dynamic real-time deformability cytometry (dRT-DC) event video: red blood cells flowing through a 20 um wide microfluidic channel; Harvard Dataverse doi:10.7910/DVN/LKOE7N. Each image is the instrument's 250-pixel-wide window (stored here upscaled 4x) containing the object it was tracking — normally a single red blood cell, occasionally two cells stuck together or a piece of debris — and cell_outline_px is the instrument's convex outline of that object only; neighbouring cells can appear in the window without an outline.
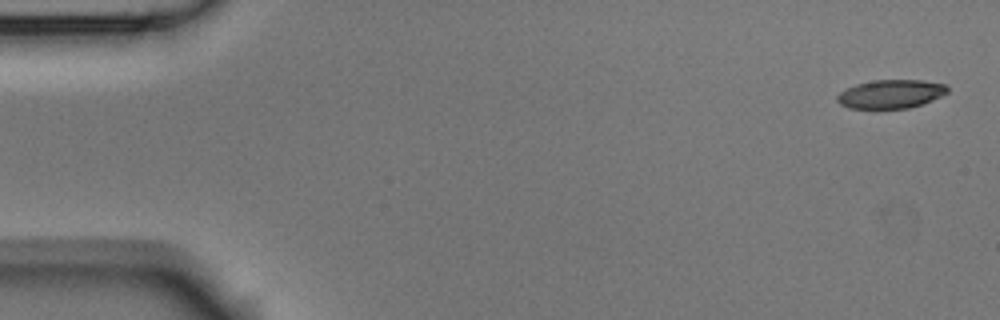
{"species": "Egyptian fruit bat (a non-hibernating species)", "species_latin": "Rousettus aegyptiacus", "temperature_condition": "room temperature", "stored_images_in_passage": 4, "camera_frame_rate_fps": 3000, "um_per_image_px": 0.085, "animal": {"sex": "male"}, "frame": {"image": 1, "passage_image": 1, "time_ms": 0.0, "image_size_px": [1000, 320], "cell_outline_px": [[948, 92], [932, 100], [908, 108], [848, 108], [840, 104], [836, 100], [836, 96], [840, 92], [856, 84], [876, 80], [920, 80], [944, 84], [948, 88]], "centroid_in_image_um": [75.69, 7.99], "position_along_channel_um": 9.3, "area_um2": 18.15}}
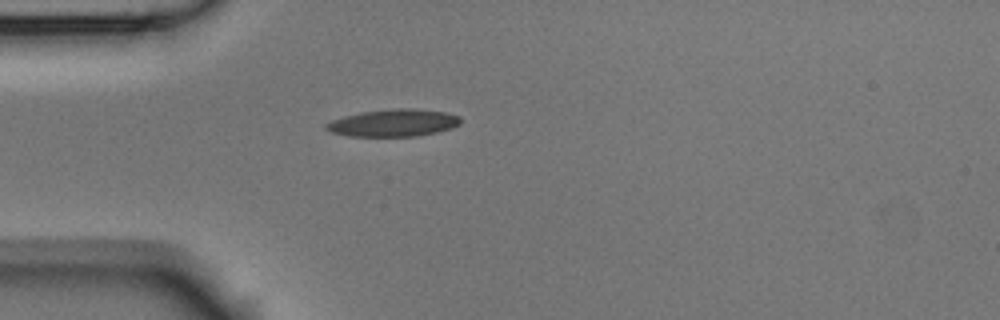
{"frame": {"image": 2, "passage_image": 4, "time_ms": 1.0, "image_size_px": [1000, 320], "cell_outline_px": [[460, 124], [452, 128], [436, 132], [416, 136], [348, 136], [332, 132], [324, 128], [324, 124], [332, 120], [344, 116], [360, 112], [396, 108], [412, 108], [444, 112], [460, 116]], "centroid_in_image_um": [33.43, 10.44], "position_along_channel_um": 51.6, "area_um2": 21.33}}